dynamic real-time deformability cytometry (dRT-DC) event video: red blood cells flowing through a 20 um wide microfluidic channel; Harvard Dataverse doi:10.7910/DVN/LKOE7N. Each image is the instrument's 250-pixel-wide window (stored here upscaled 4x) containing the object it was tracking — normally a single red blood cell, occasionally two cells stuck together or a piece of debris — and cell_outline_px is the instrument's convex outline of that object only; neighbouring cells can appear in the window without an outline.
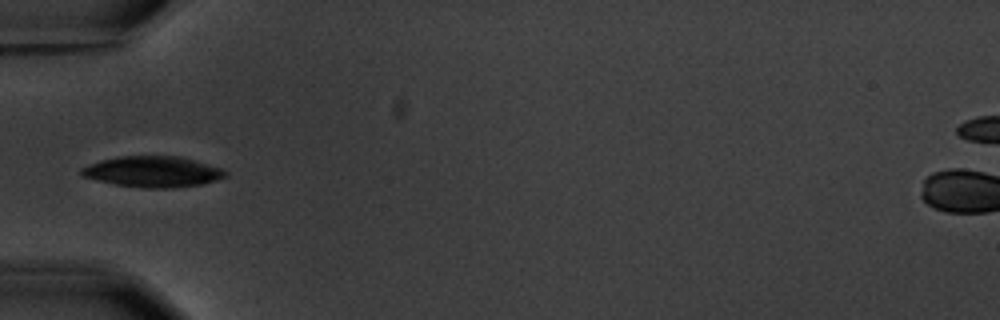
{"species": "common noctule bat (a hibernating species)", "species_latin": "Nyctalus noctula", "temperature_condition": "warm", "stored_images_in_passage": 5, "camera_frame_rate_fps": 3000, "um_per_image_px": 0.085, "animal": {"sex": "male", "body_mass_g": 20.1, "forearm_length_mm": 53.5}, "frame": {"image": 1, "passage_image": 5, "time_ms": 5.333, "image_size_px": [1000, 320], "cell_outline_px": [[228, 176], [216, 180], [200, 184], [172, 188], [144, 188], [116, 184], [96, 180], [84, 176], [80, 172], [80, 168], [100, 160], [120, 156], [180, 156], [224, 168], [228, 172]], "centroid_in_image_um": [13.03, 14.59], "position_along_channel_um": 72.0, "area_um2": 25.95}}